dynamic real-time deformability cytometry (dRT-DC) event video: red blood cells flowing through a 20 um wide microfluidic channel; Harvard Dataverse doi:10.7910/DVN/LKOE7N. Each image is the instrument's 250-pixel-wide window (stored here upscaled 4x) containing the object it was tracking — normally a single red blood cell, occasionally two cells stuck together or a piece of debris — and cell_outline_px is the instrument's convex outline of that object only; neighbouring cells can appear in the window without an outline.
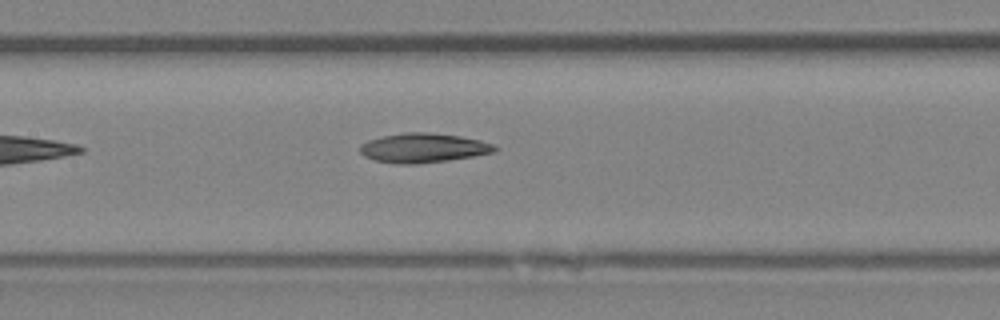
{"species": "Egyptian fruit bat (a non-hibernating species)", "species_latin": "Rousettus aegyptiacus", "temperature_condition": "room temperature", "stored_images_in_passage": 6, "camera_frame_rate_fps": 3000, "um_per_image_px": 0.085, "animal": {"sex": "female"}, "frame": {"image": 1, "passage_image": 6, "time_ms": 6.667, "image_size_px": [1000, 320], "cell_outline_px": [[500, 148], [496, 152], [448, 160], [416, 164], [400, 164], [376, 160], [364, 156], [360, 152], [360, 144], [368, 140], [380, 136], [404, 132], [428, 132], [460, 136], [480, 140], [492, 144]], "centroid_in_image_um": [35.98, 12.56], "position_along_channel_um": 171.4, "area_um2": 23.12}}